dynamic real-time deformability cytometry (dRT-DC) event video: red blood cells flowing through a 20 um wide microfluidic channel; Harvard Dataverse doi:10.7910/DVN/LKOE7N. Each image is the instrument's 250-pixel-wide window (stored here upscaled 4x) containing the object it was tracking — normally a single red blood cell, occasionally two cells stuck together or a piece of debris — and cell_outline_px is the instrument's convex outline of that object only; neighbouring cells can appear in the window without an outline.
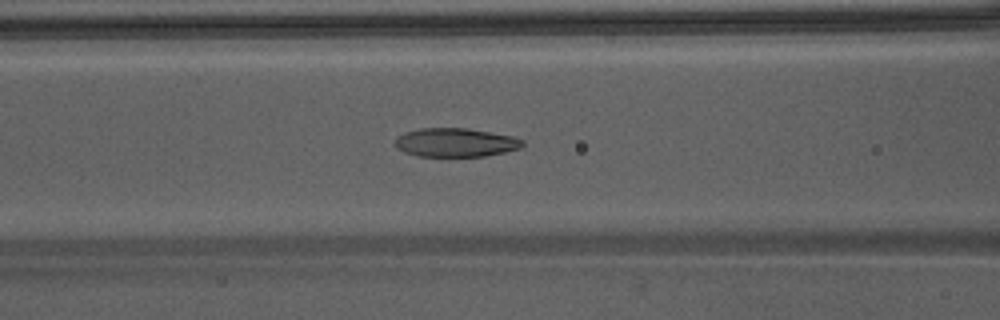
{"species": "Egyptian fruit bat (a non-hibernating species)", "species_latin": "Rousettus aegyptiacus", "temperature_condition": "warm", "stored_images_in_passage": 28, "camera_frame_rate_fps": 3000, "um_per_image_px": 0.085, "animal": {"sex": "male"}, "frame": {"image": 1, "passage_image": 10, "time_ms": 3.0, "image_size_px": [1000, 320], "cell_outline_px": [[524, 144], [520, 148], [504, 152], [484, 156], [416, 156], [404, 152], [396, 148], [392, 144], [396, 136], [404, 132], [420, 128], [468, 128], [512, 136], [524, 140]], "centroid_in_image_um": [38.66, 12.11], "position_along_channel_um": 127.9, "area_um2": 21.56}}
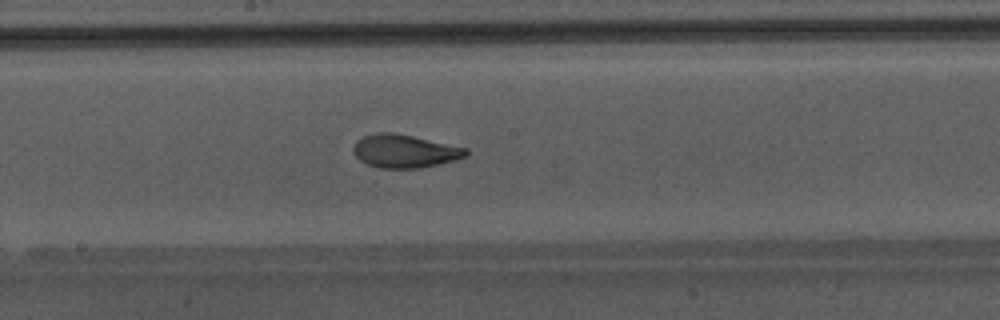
{"frame": {"image": 2, "passage_image": 16, "time_ms": 5.0, "image_size_px": [1000, 320], "cell_outline_px": [[468, 152], [464, 156], [456, 160], [420, 168], [380, 168], [368, 164], [360, 160], [352, 152], [352, 148], [356, 140], [364, 136], [380, 132], [392, 132], [412, 136], [468, 148]], "centroid_in_image_um": [34.37, 12.84], "position_along_channel_um": 213.8, "area_um2": 21.68}}
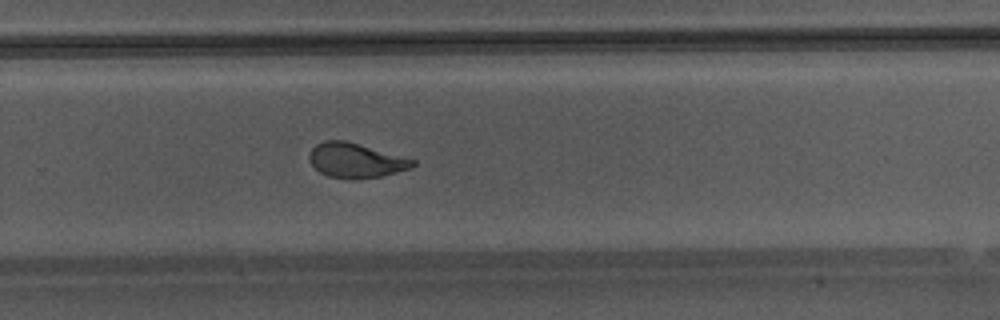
{"frame": {"image": 3, "passage_image": 22, "time_ms": 7.0, "image_size_px": [1000, 320], "cell_outline_px": [[416, 164], [412, 168], [380, 176], [356, 180], [352, 180], [328, 176], [320, 172], [308, 160], [308, 156], [312, 148], [316, 144], [324, 140], [344, 140], [360, 144], [416, 160]], "centroid_in_image_um": [30.23, 13.64], "position_along_channel_um": 299.6, "area_um2": 20.98}, "authors_computed_cell_mechanics": {"area_um2": 21.7906, "velocity_mm_per_s": 4.2993, "shape_relaxation_time_tau1_ms": 5.0221, "shape_relaxation_time_tau2_ms": 1.193, "deformation_change_tau1": 0.2117, "deformation_change_tau2": 0.0729}}